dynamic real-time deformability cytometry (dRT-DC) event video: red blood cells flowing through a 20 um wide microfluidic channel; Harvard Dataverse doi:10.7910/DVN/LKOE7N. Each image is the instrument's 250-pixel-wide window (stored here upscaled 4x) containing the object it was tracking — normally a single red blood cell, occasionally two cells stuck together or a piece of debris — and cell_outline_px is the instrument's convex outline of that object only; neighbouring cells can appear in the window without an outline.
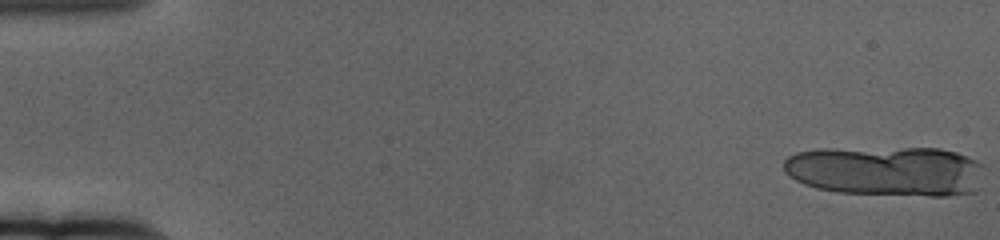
{"species": "human", "species_latin": "Homo sapiens", "temperature_condition": "cold", "stored_images_in_passage": 16, "camera_frame_rate_fps": 3000, "um_per_image_px": 0.085, "donor": {"sex": "female"}, "frame": {"image": 1, "passage_image": 1, "time_ms": 0.0, "image_size_px": [1000, 240], "cell_outline_px": [[984, 164], [976, 192], [944, 196], [928, 196], [836, 192], [816, 188], [804, 184], [796, 180], [784, 172], [784, 160], [788, 156], [796, 152], [824, 148], [936, 148], [956, 152], [976, 160]], "centroid_in_image_um": [75.33, 14.53], "position_along_channel_um": 9.7, "area_um2": 58.96}}